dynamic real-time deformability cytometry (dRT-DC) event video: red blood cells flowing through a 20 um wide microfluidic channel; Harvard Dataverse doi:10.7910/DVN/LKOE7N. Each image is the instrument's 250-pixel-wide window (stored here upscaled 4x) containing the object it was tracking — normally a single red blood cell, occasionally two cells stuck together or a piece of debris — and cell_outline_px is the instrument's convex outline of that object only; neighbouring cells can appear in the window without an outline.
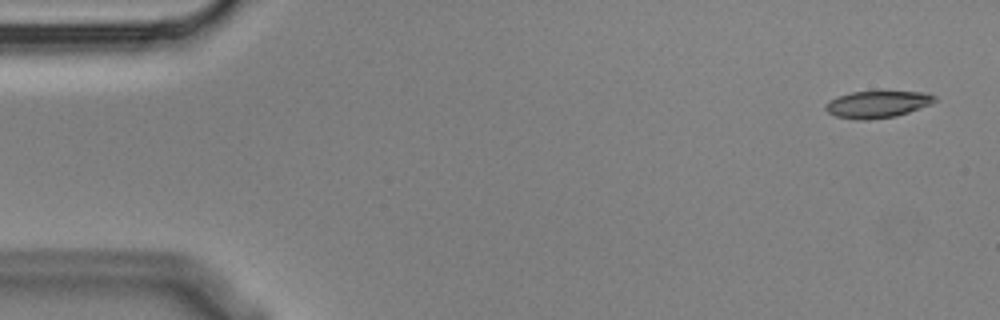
{"species": "Egyptian fruit bat (a non-hibernating species)", "species_latin": "Rousettus aegyptiacus", "temperature_condition": "cold", "stored_images_in_passage": 6, "camera_frame_rate_fps": 3000, "um_per_image_px": 0.085, "animal": {"sex": "male"}, "frame": {"image": 1, "passage_image": 1, "time_ms": 0.0, "image_size_px": [1000, 320], "cell_outline_px": [[936, 100], [920, 108], [896, 116], [868, 120], [856, 120], [836, 116], [828, 112], [824, 108], [824, 104], [840, 96], [852, 92], [924, 92], [936, 96]], "centroid_in_image_um": [74.56, 8.88], "position_along_channel_um": 10.4, "area_um2": 16.82}}
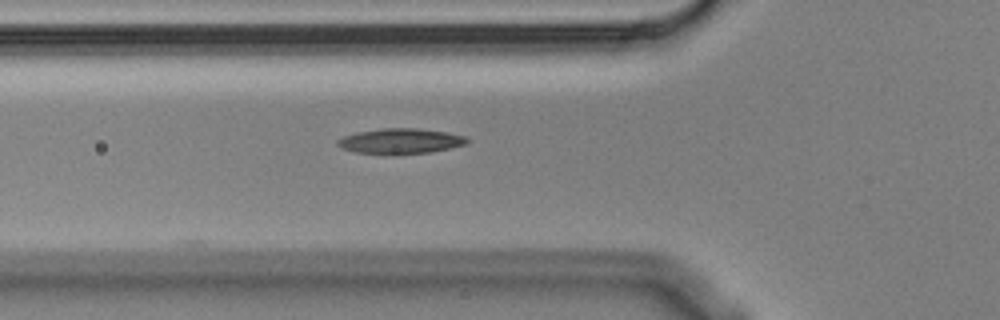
{"frame": {"image": 2, "passage_image": 6, "time_ms": 1.667, "image_size_px": [1000, 320], "cell_outline_px": [[472, 140], [468, 144], [432, 152], [400, 156], [392, 156], [356, 152], [340, 148], [336, 144], [336, 140], [344, 136], [356, 132], [380, 128], [416, 128], [448, 132], [468, 136]], "centroid_in_image_um": [34.08, 12.02], "position_along_channel_um": 91.7, "area_um2": 20.0}}